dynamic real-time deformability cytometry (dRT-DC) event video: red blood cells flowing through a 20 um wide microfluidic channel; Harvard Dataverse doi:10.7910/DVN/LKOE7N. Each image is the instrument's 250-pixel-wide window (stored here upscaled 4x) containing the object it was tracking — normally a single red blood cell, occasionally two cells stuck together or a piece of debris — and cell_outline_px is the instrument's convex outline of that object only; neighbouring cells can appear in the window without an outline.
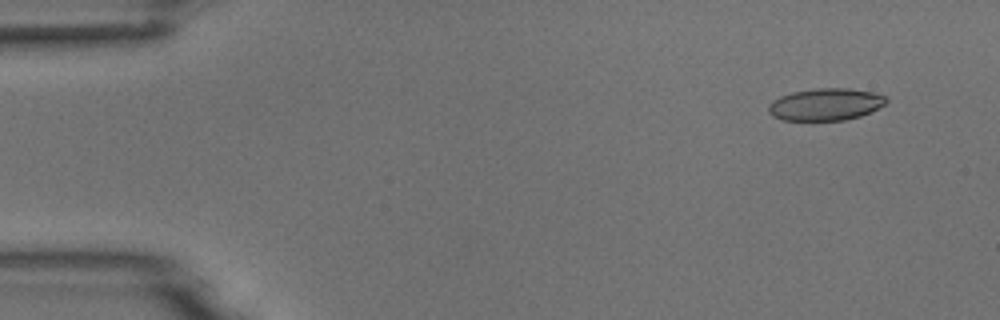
{"species": "common noctule bat (a hibernating species)", "species_latin": "Nyctalus noctula", "temperature_condition": "room temperature", "stored_images_in_passage": 5, "camera_frame_rate_fps": 3000, "um_per_image_px": 0.085, "animal": {"sex": "male", "body_mass_g": 18.8}, "frame": {"image": 1, "passage_image": 1, "time_ms": 0.0, "image_size_px": [1000, 320], "cell_outline_px": [[888, 100], [884, 104], [860, 116], [844, 120], [780, 120], [772, 116], [768, 112], [768, 104], [772, 100], [780, 96], [792, 92], [816, 88], [848, 88], [872, 92], [884, 96]], "centroid_in_image_um": [70.11, 8.87], "position_along_channel_um": 14.9, "area_um2": 21.96}}
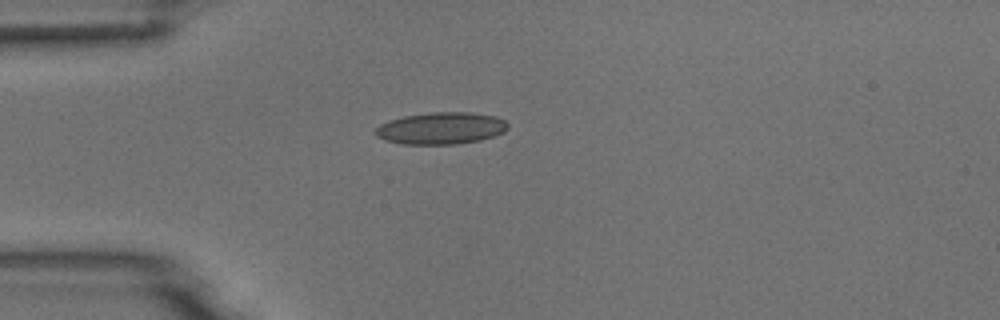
{"frame": {"image": 2, "passage_image": 4, "time_ms": 3.333, "image_size_px": [1000, 320], "cell_outline_px": [[508, 128], [504, 132], [480, 140], [456, 144], [404, 144], [384, 140], [376, 136], [376, 128], [380, 124], [388, 120], [404, 116], [432, 112], [468, 112], [496, 116], [504, 120], [508, 124]], "centroid_in_image_um": [37.48, 10.9], "position_along_channel_um": 47.5, "area_um2": 24.62}}